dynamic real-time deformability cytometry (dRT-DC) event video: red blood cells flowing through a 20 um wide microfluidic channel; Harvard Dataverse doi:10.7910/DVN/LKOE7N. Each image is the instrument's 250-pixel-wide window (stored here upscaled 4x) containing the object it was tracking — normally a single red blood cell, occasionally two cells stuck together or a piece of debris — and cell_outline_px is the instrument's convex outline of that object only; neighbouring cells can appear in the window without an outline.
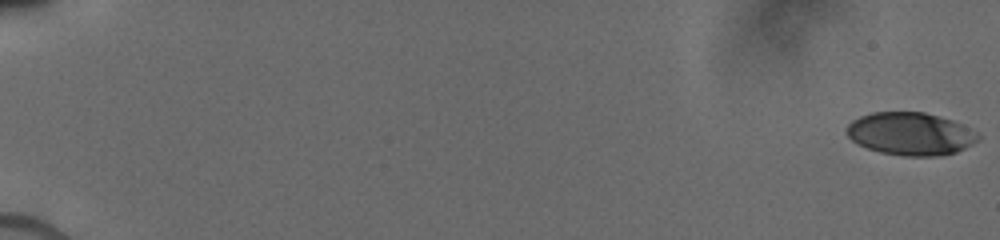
{"species": "human", "species_latin": "Homo sapiens", "temperature_condition": "cold", "stored_images_in_passage": 12, "camera_frame_rate_fps": 3000, "um_per_image_px": 0.085, "donor": {"sex": "male"}, "frame": {"image": 1, "passage_image": 1, "time_ms": 0.0, "image_size_px": [1000, 240], "cell_outline_px": [[980, 136], [972, 144], [956, 152], [936, 156], [904, 156], [880, 152], [868, 148], [852, 140], [848, 136], [848, 124], [852, 120], [860, 116], [872, 112], [924, 112], [952, 120], [960, 124]], "centroid_in_image_um": [77.36, 11.37], "position_along_channel_um": 7.6, "area_um2": 32.25}}
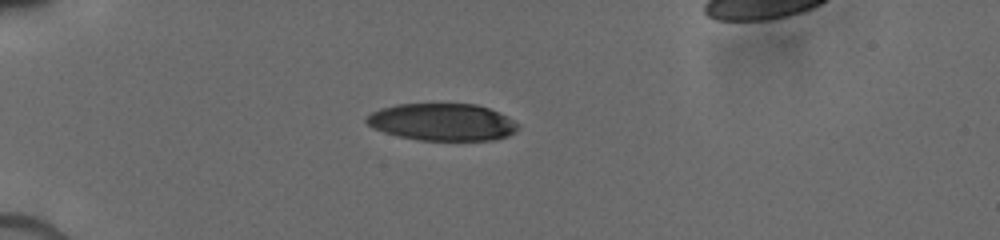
{"frame": {"image": 2, "passage_image": 9, "time_ms": 5.333, "image_size_px": [1000, 240], "cell_outline_px": [[516, 128], [508, 136], [492, 140], [420, 140], [400, 136], [384, 132], [372, 128], [364, 120], [372, 112], [380, 108], [396, 104], [476, 104], [488, 108], [512, 120], [516, 124]], "centroid_in_image_um": [37.52, 10.37], "position_along_channel_um": 47.5, "area_um2": 32.37}}
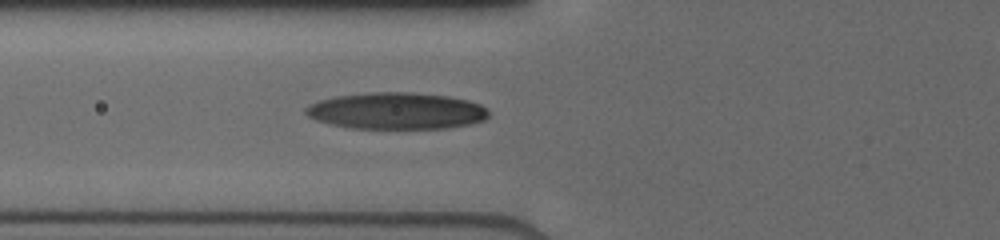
{"frame": {"image": 3, "passage_image": 12, "time_ms": 7.333, "image_size_px": [1000, 240], "cell_outline_px": [[488, 116], [484, 120], [468, 124], [444, 128], [352, 128], [332, 124], [316, 120], [308, 116], [304, 112], [304, 108], [320, 100], [336, 96], [376, 92], [408, 92], [448, 96], [468, 100], [480, 104], [488, 112]], "centroid_in_image_um": [33.69, 9.42], "position_along_channel_um": 92.1, "area_um2": 38.67}}